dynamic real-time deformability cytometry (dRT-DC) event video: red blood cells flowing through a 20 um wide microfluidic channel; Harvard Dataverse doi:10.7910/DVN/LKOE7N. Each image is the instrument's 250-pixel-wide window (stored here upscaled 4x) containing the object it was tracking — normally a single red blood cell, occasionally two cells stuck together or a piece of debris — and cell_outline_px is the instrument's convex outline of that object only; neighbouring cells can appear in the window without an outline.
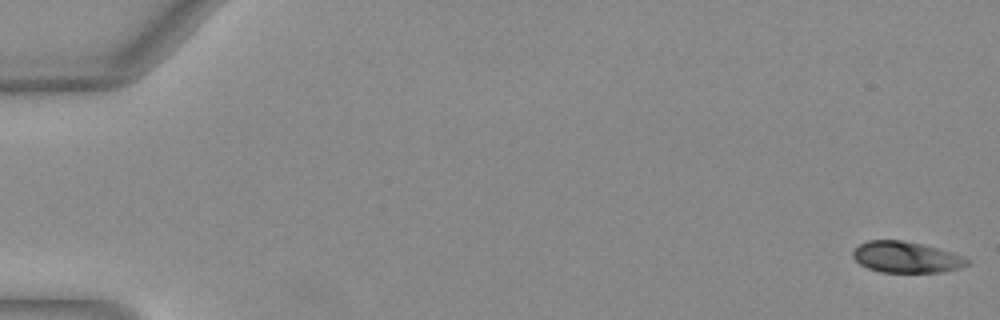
{"species": "Egyptian fruit bat (a non-hibernating species)", "species_latin": "Rousettus aegyptiacus", "temperature_condition": "warm", "stored_images_in_passage": 51, "camera_frame_rate_fps": 3000, "um_per_image_px": 0.085, "animal": {"sex": "female"}, "frame": {"image": 1, "passage_image": 1, "time_ms": 0.0, "image_size_px": [1000, 320], "cell_outline_px": [[972, 264], [960, 268], [940, 272], [880, 272], [868, 268], [860, 264], [852, 256], [852, 252], [860, 244], [868, 240], [900, 240], [920, 244], [952, 252], [964, 256], [972, 260]], "centroid_in_image_um": [77.07, 21.87], "position_along_channel_um": 7.9, "area_um2": 20.75}}
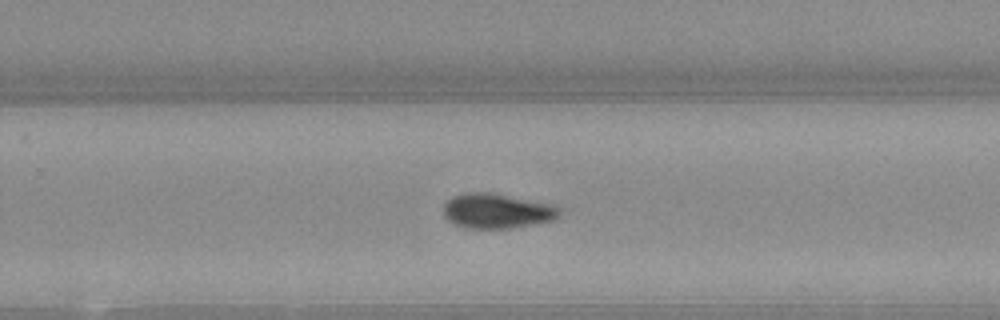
{"frame": {"image": 2, "passage_image": 34, "time_ms": 11.0, "image_size_px": [1000, 320], "cell_outline_px": [[560, 216], [556, 220], [536, 224], [512, 228], [468, 228], [456, 224], [448, 220], [444, 216], [444, 204], [452, 196], [464, 192], [492, 192], [556, 204], [560, 212]], "centroid_in_image_um": [42.29, 17.92], "position_along_channel_um": 287.5, "area_um2": 23.99}}
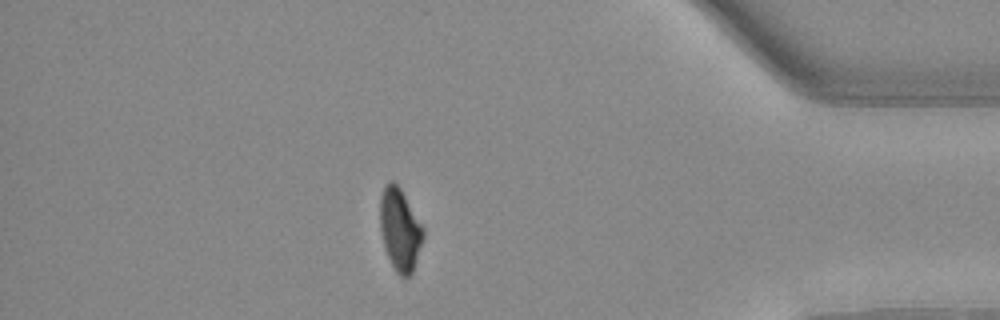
{"frame": {"image": 3, "passage_image": 45, "time_ms": 14.667, "image_size_px": [1000, 320], "cell_outline_px": [[424, 236], [412, 272], [408, 276], [400, 276], [396, 272], [388, 256], [384, 244], [380, 228], [380, 196], [388, 180], [392, 180], [400, 188], [424, 228]], "centroid_in_image_um": [33.99, 19.49], "position_along_channel_um": 401.2, "area_um2": 20.35}, "authors_computed_cell_mechanics": {"area_um2": 22.1374, "velocity_mm_per_s": 4.0288, "shape_relaxation_time_tau1_ms": 4.2655, "shape_relaxation_time_tau2_ms": null, "deformation_change_tau1": 0.1676, "deformation_change_tau2": null}}